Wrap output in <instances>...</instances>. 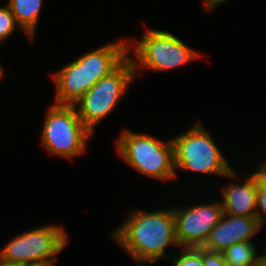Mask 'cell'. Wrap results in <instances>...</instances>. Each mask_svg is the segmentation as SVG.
<instances>
[{"mask_svg": "<svg viewBox=\"0 0 266 266\" xmlns=\"http://www.w3.org/2000/svg\"><path fill=\"white\" fill-rule=\"evenodd\" d=\"M128 216L112 230L110 238L128 254L134 264L149 266L170 258L167 250L181 248L176 236L173 206L146 211L130 209ZM167 249V250H166Z\"/></svg>", "mask_w": 266, "mask_h": 266, "instance_id": "cell-1", "label": "cell"}, {"mask_svg": "<svg viewBox=\"0 0 266 266\" xmlns=\"http://www.w3.org/2000/svg\"><path fill=\"white\" fill-rule=\"evenodd\" d=\"M99 46L83 52L52 72L54 104L74 105L91 87L113 72L128 57L126 37Z\"/></svg>", "mask_w": 266, "mask_h": 266, "instance_id": "cell-2", "label": "cell"}, {"mask_svg": "<svg viewBox=\"0 0 266 266\" xmlns=\"http://www.w3.org/2000/svg\"><path fill=\"white\" fill-rule=\"evenodd\" d=\"M145 29L140 39L130 37L128 40V57L136 77L142 71L169 72L203 58L198 50L170 31Z\"/></svg>", "mask_w": 266, "mask_h": 266, "instance_id": "cell-3", "label": "cell"}, {"mask_svg": "<svg viewBox=\"0 0 266 266\" xmlns=\"http://www.w3.org/2000/svg\"><path fill=\"white\" fill-rule=\"evenodd\" d=\"M118 134L114 140L115 152L131 169L158 182L175 181L174 148L171 139L162 140L125 127Z\"/></svg>", "mask_w": 266, "mask_h": 266, "instance_id": "cell-4", "label": "cell"}, {"mask_svg": "<svg viewBox=\"0 0 266 266\" xmlns=\"http://www.w3.org/2000/svg\"><path fill=\"white\" fill-rule=\"evenodd\" d=\"M171 140L174 148L176 181L179 171L222 178L233 169L229 159L217 145V141H214L216 139H213L211 131L209 132L200 119L196 120L186 132L171 137Z\"/></svg>", "mask_w": 266, "mask_h": 266, "instance_id": "cell-5", "label": "cell"}, {"mask_svg": "<svg viewBox=\"0 0 266 266\" xmlns=\"http://www.w3.org/2000/svg\"><path fill=\"white\" fill-rule=\"evenodd\" d=\"M45 115L39 140L49 156L72 161L86 153L94 134L83 124L73 105L50 103Z\"/></svg>", "mask_w": 266, "mask_h": 266, "instance_id": "cell-6", "label": "cell"}, {"mask_svg": "<svg viewBox=\"0 0 266 266\" xmlns=\"http://www.w3.org/2000/svg\"><path fill=\"white\" fill-rule=\"evenodd\" d=\"M69 234L63 224H44L14 235L0 247V261L13 265L55 266L58 255L68 246Z\"/></svg>", "mask_w": 266, "mask_h": 266, "instance_id": "cell-7", "label": "cell"}, {"mask_svg": "<svg viewBox=\"0 0 266 266\" xmlns=\"http://www.w3.org/2000/svg\"><path fill=\"white\" fill-rule=\"evenodd\" d=\"M134 66L127 57L113 72L100 79L73 105L83 124L95 134L100 123L113 114L135 81Z\"/></svg>", "mask_w": 266, "mask_h": 266, "instance_id": "cell-8", "label": "cell"}, {"mask_svg": "<svg viewBox=\"0 0 266 266\" xmlns=\"http://www.w3.org/2000/svg\"><path fill=\"white\" fill-rule=\"evenodd\" d=\"M176 224V236L181 248L203 247L210 232L219 222L222 214V203L215 201L191 204V206H173Z\"/></svg>", "mask_w": 266, "mask_h": 266, "instance_id": "cell-9", "label": "cell"}, {"mask_svg": "<svg viewBox=\"0 0 266 266\" xmlns=\"http://www.w3.org/2000/svg\"><path fill=\"white\" fill-rule=\"evenodd\" d=\"M238 173L235 168L228 172L224 176L225 178L223 177V180L227 178L226 182H228L225 185H220L221 195L219 194V196L223 213L256 218V173L252 168L247 171L245 168L241 170V177Z\"/></svg>", "mask_w": 266, "mask_h": 266, "instance_id": "cell-10", "label": "cell"}, {"mask_svg": "<svg viewBox=\"0 0 266 266\" xmlns=\"http://www.w3.org/2000/svg\"><path fill=\"white\" fill-rule=\"evenodd\" d=\"M16 22L34 41L39 25L44 0H6Z\"/></svg>", "mask_w": 266, "mask_h": 266, "instance_id": "cell-11", "label": "cell"}, {"mask_svg": "<svg viewBox=\"0 0 266 266\" xmlns=\"http://www.w3.org/2000/svg\"><path fill=\"white\" fill-rule=\"evenodd\" d=\"M233 244L235 241H232L231 215L223 213L217 225L210 232L203 248L222 253Z\"/></svg>", "mask_w": 266, "mask_h": 266, "instance_id": "cell-12", "label": "cell"}, {"mask_svg": "<svg viewBox=\"0 0 266 266\" xmlns=\"http://www.w3.org/2000/svg\"><path fill=\"white\" fill-rule=\"evenodd\" d=\"M255 241L235 243L222 252L229 266H251L261 254Z\"/></svg>", "mask_w": 266, "mask_h": 266, "instance_id": "cell-13", "label": "cell"}, {"mask_svg": "<svg viewBox=\"0 0 266 266\" xmlns=\"http://www.w3.org/2000/svg\"><path fill=\"white\" fill-rule=\"evenodd\" d=\"M262 228L257 218L231 215L232 241L235 243L254 241L253 237L257 236Z\"/></svg>", "mask_w": 266, "mask_h": 266, "instance_id": "cell-14", "label": "cell"}, {"mask_svg": "<svg viewBox=\"0 0 266 266\" xmlns=\"http://www.w3.org/2000/svg\"><path fill=\"white\" fill-rule=\"evenodd\" d=\"M19 29V30H18ZM22 31L21 33L25 34L27 39L30 40V43L33 40L21 29V27L16 22L14 15L12 14L9 6L7 4L3 6L0 5V41L5 43L9 37H11L14 32Z\"/></svg>", "mask_w": 266, "mask_h": 266, "instance_id": "cell-15", "label": "cell"}, {"mask_svg": "<svg viewBox=\"0 0 266 266\" xmlns=\"http://www.w3.org/2000/svg\"><path fill=\"white\" fill-rule=\"evenodd\" d=\"M173 253L177 256L171 255L168 259L172 263L171 266H203L202 247L179 248Z\"/></svg>", "mask_w": 266, "mask_h": 266, "instance_id": "cell-16", "label": "cell"}, {"mask_svg": "<svg viewBox=\"0 0 266 266\" xmlns=\"http://www.w3.org/2000/svg\"><path fill=\"white\" fill-rule=\"evenodd\" d=\"M256 202L257 215L259 225L262 227L266 224V184L262 182L256 175Z\"/></svg>", "mask_w": 266, "mask_h": 266, "instance_id": "cell-17", "label": "cell"}, {"mask_svg": "<svg viewBox=\"0 0 266 266\" xmlns=\"http://www.w3.org/2000/svg\"><path fill=\"white\" fill-rule=\"evenodd\" d=\"M203 266H229L220 252H214L202 247Z\"/></svg>", "mask_w": 266, "mask_h": 266, "instance_id": "cell-18", "label": "cell"}, {"mask_svg": "<svg viewBox=\"0 0 266 266\" xmlns=\"http://www.w3.org/2000/svg\"><path fill=\"white\" fill-rule=\"evenodd\" d=\"M265 159V160H264ZM262 160H257V165L254 166L253 171L256 173L257 177L266 184V157Z\"/></svg>", "mask_w": 266, "mask_h": 266, "instance_id": "cell-19", "label": "cell"}, {"mask_svg": "<svg viewBox=\"0 0 266 266\" xmlns=\"http://www.w3.org/2000/svg\"><path fill=\"white\" fill-rule=\"evenodd\" d=\"M229 1V0H204L203 1V12L204 14L206 13H209L210 11H214L213 9H216L217 6H221L223 5L224 3L226 4V2Z\"/></svg>", "mask_w": 266, "mask_h": 266, "instance_id": "cell-20", "label": "cell"}, {"mask_svg": "<svg viewBox=\"0 0 266 266\" xmlns=\"http://www.w3.org/2000/svg\"><path fill=\"white\" fill-rule=\"evenodd\" d=\"M251 266H266V253L262 251Z\"/></svg>", "mask_w": 266, "mask_h": 266, "instance_id": "cell-21", "label": "cell"}, {"mask_svg": "<svg viewBox=\"0 0 266 266\" xmlns=\"http://www.w3.org/2000/svg\"><path fill=\"white\" fill-rule=\"evenodd\" d=\"M4 68L5 67H3V65H2V63L0 61V81L3 80V78L5 77L4 75L6 74V73H4V71H5Z\"/></svg>", "mask_w": 266, "mask_h": 266, "instance_id": "cell-22", "label": "cell"}, {"mask_svg": "<svg viewBox=\"0 0 266 266\" xmlns=\"http://www.w3.org/2000/svg\"><path fill=\"white\" fill-rule=\"evenodd\" d=\"M19 266H50V265H44V264H26V265H19Z\"/></svg>", "mask_w": 266, "mask_h": 266, "instance_id": "cell-23", "label": "cell"}, {"mask_svg": "<svg viewBox=\"0 0 266 266\" xmlns=\"http://www.w3.org/2000/svg\"><path fill=\"white\" fill-rule=\"evenodd\" d=\"M0 266H19V265L7 264L0 261Z\"/></svg>", "mask_w": 266, "mask_h": 266, "instance_id": "cell-24", "label": "cell"}]
</instances>
